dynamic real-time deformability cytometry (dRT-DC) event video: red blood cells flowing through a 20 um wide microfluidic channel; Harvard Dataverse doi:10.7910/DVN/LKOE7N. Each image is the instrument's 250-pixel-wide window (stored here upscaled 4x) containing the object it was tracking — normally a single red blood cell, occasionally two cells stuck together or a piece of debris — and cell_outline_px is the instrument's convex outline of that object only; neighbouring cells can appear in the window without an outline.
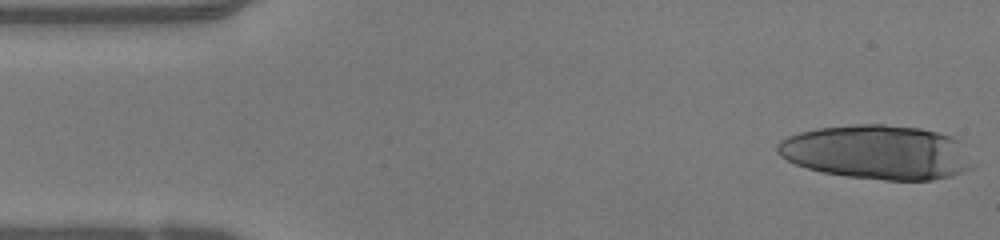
{"species": "human", "species_latin": "Homo sapiens", "temperature_condition": "warm", "stored_images_in_passage": 18, "camera_frame_rate_fps": 3000, "um_per_image_px": 0.085, "donor": {"sex": "female"}, "frame": {"image": 1, "passage_image": 1, "time_ms": 0.0, "image_size_px": [1000, 240], "cell_outline_px": [[972, 168], [952, 176], [932, 180], [884, 180], [848, 176], [824, 172], [808, 168], [796, 164], [780, 156], [776, 152], [776, 144], [780, 140], [788, 136], [800, 132], [816, 128], [856, 124], [884, 124], [920, 128], [952, 136], [960, 140], [972, 164]], "centroid_in_image_um": [74.55, 12.93], "position_along_channel_um": 10.5, "area_um2": 61.79}}